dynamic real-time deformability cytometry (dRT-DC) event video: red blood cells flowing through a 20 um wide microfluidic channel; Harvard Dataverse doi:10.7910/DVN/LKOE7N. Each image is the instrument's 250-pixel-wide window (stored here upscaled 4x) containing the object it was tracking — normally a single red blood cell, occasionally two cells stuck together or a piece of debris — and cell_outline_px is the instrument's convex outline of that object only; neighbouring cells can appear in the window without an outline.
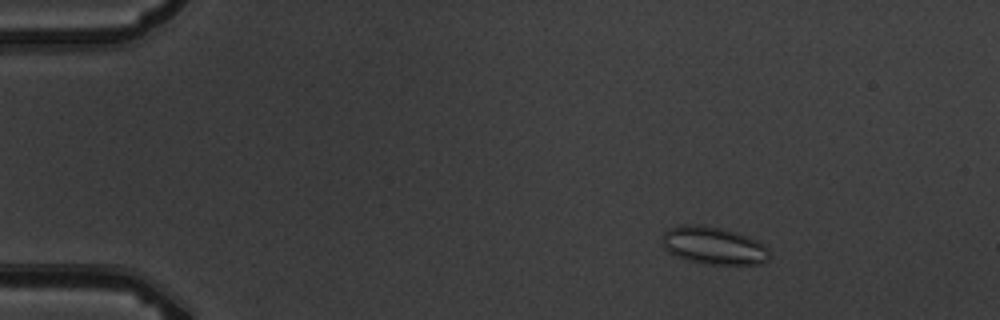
{"species": "common noctule bat (a hibernating species)", "species_latin": "Nyctalus noctula", "temperature_condition": "warm", "stored_images_in_passage": 5, "camera_frame_rate_fps": 3000, "um_per_image_px": 0.085, "animal": {"sex": "male", "body_mass_g": 19.5, "forearm_length_mm": 54.6}, "frame": {"image": 1, "passage_image": 3, "time_ms": 2.333, "image_size_px": [1000, 320], "cell_outline_px": [[768, 260], [764, 264], [704, 264], [688, 260], [676, 256], [668, 252], [664, 248], [664, 232], [668, 228], [680, 224], [700, 224], [720, 228], [736, 232], [756, 240], [764, 244], [768, 248]], "centroid_in_image_um": [60.65, 20.87], "position_along_channel_um": 24.3, "area_um2": 23.52}}
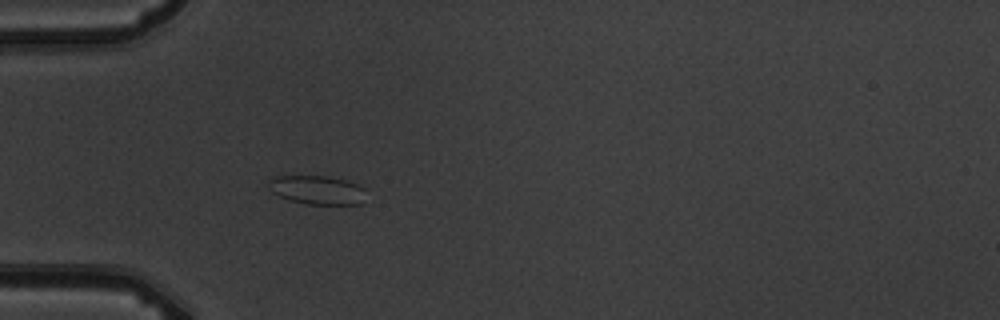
{"frame": {"image": 2, "passage_image": 5, "time_ms": 5.333, "image_size_px": [1000, 320], "cell_outline_px": [[364, 204], [304, 204], [288, 200], [272, 192], [268, 188], [268, 180], [276, 176], [324, 176], [344, 180], [356, 184], [364, 188]], "centroid_in_image_um": [26.93, 16.16], "position_along_channel_um": 58.1, "area_um2": 16.36}}